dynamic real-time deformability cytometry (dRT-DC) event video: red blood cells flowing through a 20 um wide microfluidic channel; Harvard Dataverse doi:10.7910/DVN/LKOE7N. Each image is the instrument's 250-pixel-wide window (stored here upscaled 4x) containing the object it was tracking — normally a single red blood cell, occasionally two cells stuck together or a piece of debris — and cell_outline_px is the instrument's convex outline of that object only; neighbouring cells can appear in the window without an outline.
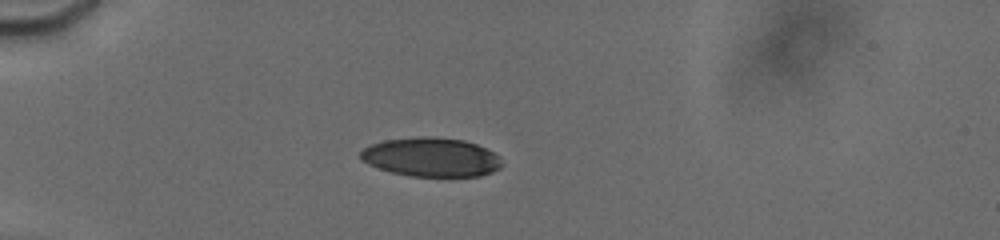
{"species": "human", "species_latin": "Homo sapiens", "temperature_condition": "cold", "stored_images_in_passage": 15, "camera_frame_rate_fps": 3000, "um_per_image_px": 0.085, "donor": {"sex": "male"}, "frame": {"image": 1, "passage_image": 11, "time_ms": 5.667, "image_size_px": [1000, 240], "cell_outline_px": [[504, 164], [500, 168], [492, 172], [480, 176], [408, 176], [392, 172], [368, 164], [360, 160], [360, 152], [364, 148], [372, 144], [384, 140], [420, 136], [432, 136], [464, 140], [476, 144], [492, 152]], "centroid_in_image_um": [36.64, 13.35], "position_along_channel_um": 48.4, "area_um2": 32.08}}
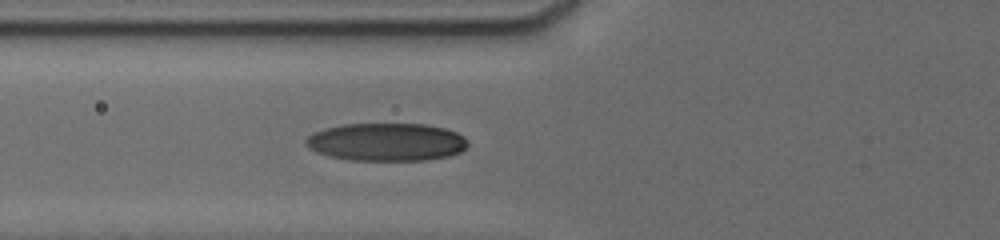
{"frame": {"image": 2, "passage_image": 15, "time_ms": 7.667, "image_size_px": [1000, 240], "cell_outline_px": [[468, 144], [460, 152], [448, 156], [424, 160], [352, 160], [328, 156], [316, 152], [308, 148], [304, 144], [304, 140], [308, 136], [316, 132], [328, 128], [344, 124], [424, 124], [444, 128], [456, 132], [464, 136], [468, 140]], "centroid_in_image_um": [32.85, 12.07], "position_along_channel_um": 93.0, "area_um2": 35.72}}